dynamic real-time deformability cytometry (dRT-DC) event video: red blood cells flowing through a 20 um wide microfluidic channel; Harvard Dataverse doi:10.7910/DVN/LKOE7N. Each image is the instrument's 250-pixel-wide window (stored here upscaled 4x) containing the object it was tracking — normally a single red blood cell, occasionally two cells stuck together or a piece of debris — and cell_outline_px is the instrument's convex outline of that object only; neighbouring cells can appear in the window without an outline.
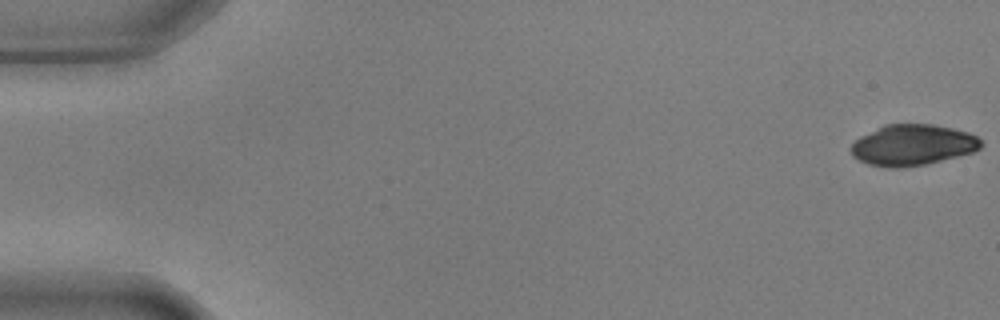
{"species": "common noctule bat (a hibernating species)", "species_latin": "Nyctalus noctula", "temperature_condition": "warm", "stored_images_in_passage": 52, "camera_frame_rate_fps": 3000, "um_per_image_px": 0.085, "animal": {"sex": "male", "body_mass_g": 17.9, "forearm_length_mm": 54.2}, "frame": {"image": 1, "passage_image": 1, "time_ms": 0.0, "image_size_px": [1000, 320], "cell_outline_px": [[984, 144], [980, 148], [972, 152], [924, 164], [896, 168], [868, 164], [852, 156], [848, 148], [860, 136], [884, 124], [932, 124], [952, 128], [968, 132], [976, 136]], "centroid_in_image_um": [77.54, 12.31], "position_along_channel_um": 7.5, "area_um2": 30.81}}